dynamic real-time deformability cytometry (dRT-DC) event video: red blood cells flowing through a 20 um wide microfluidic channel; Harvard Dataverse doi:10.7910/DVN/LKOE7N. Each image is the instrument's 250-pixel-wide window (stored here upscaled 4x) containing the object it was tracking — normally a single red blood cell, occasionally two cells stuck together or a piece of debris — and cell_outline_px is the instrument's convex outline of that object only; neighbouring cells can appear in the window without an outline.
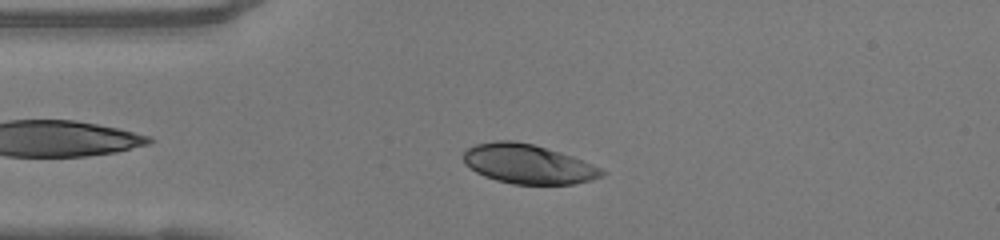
{"species": "human", "species_latin": "Homo sapiens", "temperature_condition": "warm", "stored_images_in_passage": 38, "camera_frame_rate_fps": 3000, "um_per_image_px": 0.085, "donor": {"sex": "female"}, "frame": {"image": 1, "passage_image": 6, "time_ms": 1.667, "image_size_px": [1000, 240], "cell_outline_px": [[604, 176], [592, 180], [576, 184], [512, 184], [496, 180], [484, 176], [476, 172], [464, 164], [464, 152], [468, 148], [476, 144], [496, 140], [512, 140], [532, 144], [560, 152], [572, 156], [592, 164], [600, 168], [604, 172]], "centroid_in_image_um": [44.88, 13.95], "position_along_channel_um": 40.1, "area_um2": 31.73}}
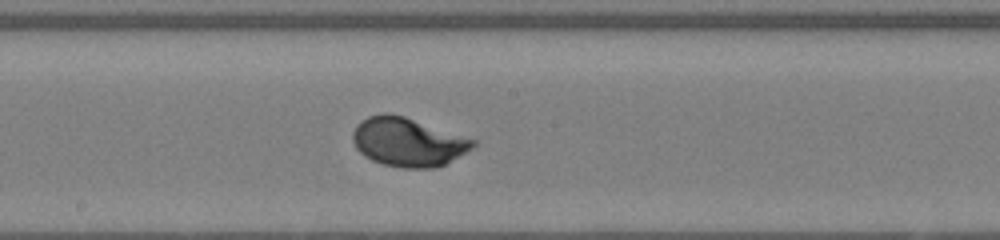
{"frame": {"image": 2, "passage_image": 20, "time_ms": 6.333, "image_size_px": [1000, 240], "cell_outline_px": [[476, 144], [472, 148], [444, 164], [436, 168], [400, 168], [384, 164], [372, 160], [364, 156], [356, 148], [352, 140], [352, 132], [356, 124], [360, 120], [368, 116], [384, 112], [388, 112], [404, 116], [476, 140]], "centroid_in_image_um": [34.62, 12.06], "position_along_channel_um": 213.6, "area_um2": 34.16}}
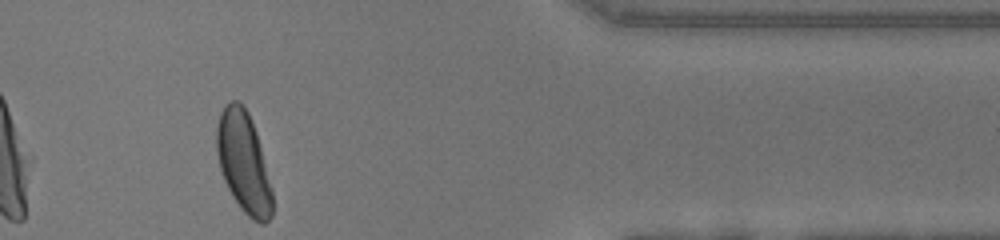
{"frame": {"image": 3, "passage_image": 35, "time_ms": 11.333, "image_size_px": [1000, 240], "cell_outline_px": [[272, 216], [264, 224], [260, 224], [252, 220], [240, 208], [232, 196], [224, 180], [220, 168], [216, 152], [216, 128], [220, 112], [228, 100], [240, 100], [248, 112], [256, 132], [260, 144], [272, 192]], "centroid_in_image_um": [20.68, 13.78], "position_along_channel_um": 390.7, "area_um2": 32.77}, "authors_computed_cell_mechanics": {"area_um2": 33.1194, "velocity_mm_per_s": 4.1407, "shape_relaxation_time_tau1_ms": 1.8466, "shape_relaxation_time_tau2_ms": null, "deformation_change_tau1": 0.1598, "deformation_change_tau2": null}}